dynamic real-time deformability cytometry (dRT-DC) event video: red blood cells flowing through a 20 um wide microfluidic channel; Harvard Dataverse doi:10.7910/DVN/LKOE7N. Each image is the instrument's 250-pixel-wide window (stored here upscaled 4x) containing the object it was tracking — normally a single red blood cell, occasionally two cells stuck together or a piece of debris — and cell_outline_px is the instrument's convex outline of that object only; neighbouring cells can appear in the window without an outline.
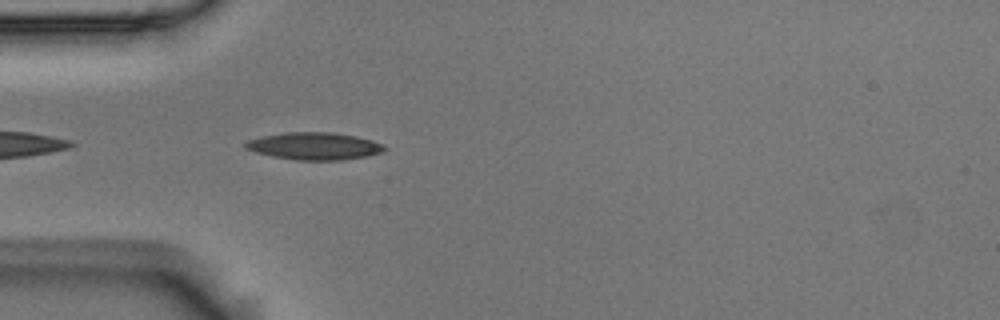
{"species": "Egyptian fruit bat (a non-hibernating species)", "species_latin": "Rousettus aegyptiacus", "temperature_condition": "room temperature", "stored_images_in_passage": 20, "camera_frame_rate_fps": 3000, "um_per_image_px": 0.085, "animal": {"sex": "male"}, "frame": {"image": 1, "passage_image": 3, "time_ms": 0.667, "image_size_px": [1000, 320], "cell_outline_px": [[388, 148], [384, 152], [368, 156], [344, 160], [296, 160], [272, 156], [256, 152], [244, 148], [244, 144], [248, 140], [260, 136], [284, 132], [332, 132], [356, 136], [372, 140], [384, 144]], "centroid_in_image_um": [26.75, 12.41], "position_along_channel_um": 58.2, "area_um2": 22.43}}
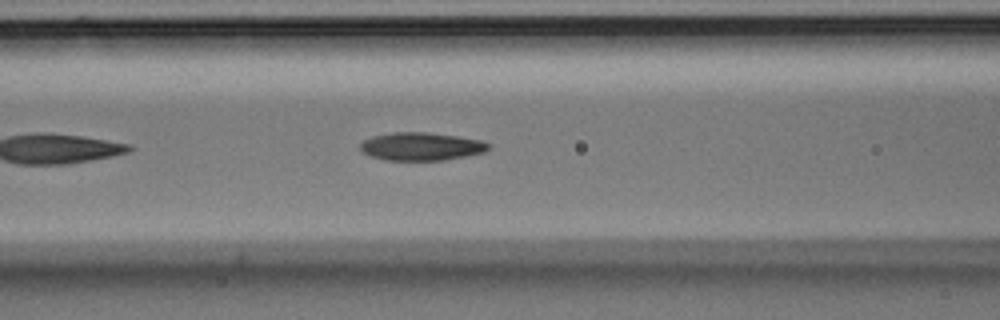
{"frame": {"image": 2, "passage_image": 9, "time_ms": 2.667, "image_size_px": [1000, 320], "cell_outline_px": [[492, 148], [484, 152], [444, 160], [384, 160], [360, 152], [360, 144], [364, 140], [372, 136], [392, 132], [428, 132], [456, 136], [480, 140], [492, 144]], "centroid_in_image_um": [35.8, 12.44], "position_along_channel_um": 130.8, "area_um2": 21.04}}
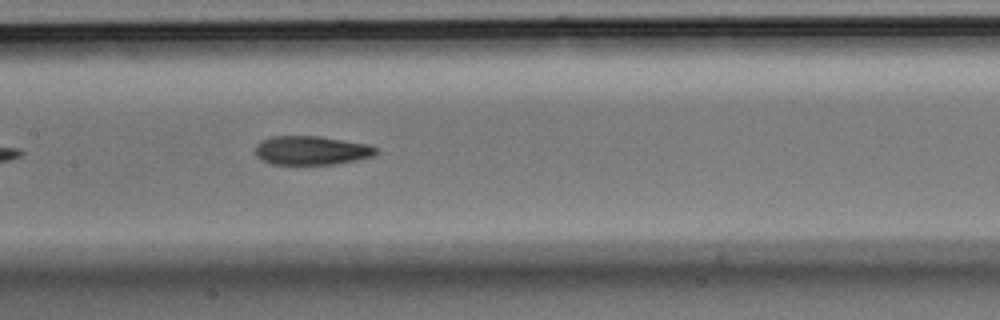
{"frame": {"image": 3, "passage_image": 13, "time_ms": 4.0, "image_size_px": [1000, 320], "cell_outline_px": [[380, 152], [372, 156], [356, 160], [336, 164], [272, 164], [260, 160], [256, 156], [256, 144], [260, 140], [272, 136], [320, 136], [368, 144], [380, 148]], "centroid_in_image_um": [26.49, 12.78], "position_along_channel_um": 180.9, "area_um2": 20.58}}